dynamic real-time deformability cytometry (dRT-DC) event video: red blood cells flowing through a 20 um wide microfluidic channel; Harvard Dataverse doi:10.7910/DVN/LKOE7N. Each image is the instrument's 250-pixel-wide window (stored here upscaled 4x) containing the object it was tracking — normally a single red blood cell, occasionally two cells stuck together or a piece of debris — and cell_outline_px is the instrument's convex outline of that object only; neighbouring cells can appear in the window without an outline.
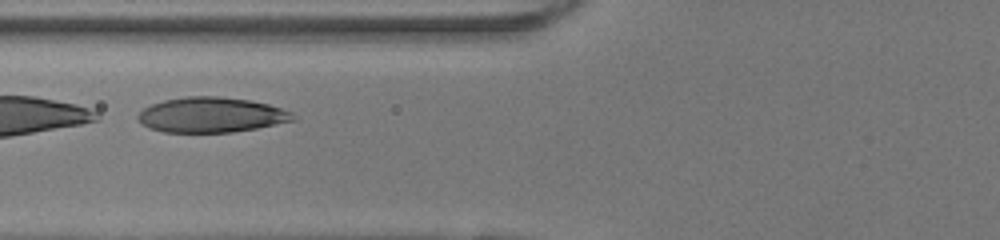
{"species": "human", "species_latin": "Homo sapiens", "temperature_condition": "room temperature", "stored_images_in_passage": 40, "segment_of_instrument_passage": [2, 2], "camera_frame_rate_fps": 3000, "um_per_image_px": 0.085, "donor": {"sex": "female"}, "frame": {"image": 1, "passage_image": 11, "time_ms": 3.333, "image_size_px": [1000, 240], "cell_outline_px": [[296, 120], [256, 128], [232, 132], [164, 132], [148, 128], [136, 116], [144, 108], [152, 104], [164, 100], [184, 96], [220, 96], [248, 100], [268, 104], [292, 112], [296, 116]], "centroid_in_image_um": [17.96, 9.76], "position_along_channel_um": 107.8, "area_um2": 31.67}}
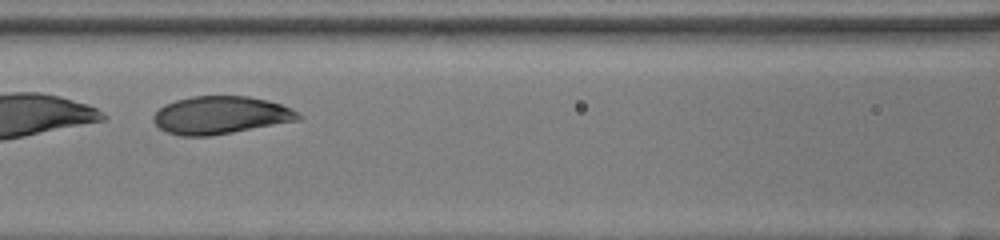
{"frame": {"image": 2, "passage_image": 14, "time_ms": 4.333, "image_size_px": [1000, 240], "cell_outline_px": [[304, 116], [300, 120], [232, 132], [208, 136], [180, 136], [168, 132], [160, 128], [152, 120], [152, 116], [164, 104], [176, 100], [192, 96], [248, 96], [268, 100], [280, 104]], "centroid_in_image_um": [18.73, 9.78], "position_along_channel_um": 147.9, "area_um2": 31.73}}
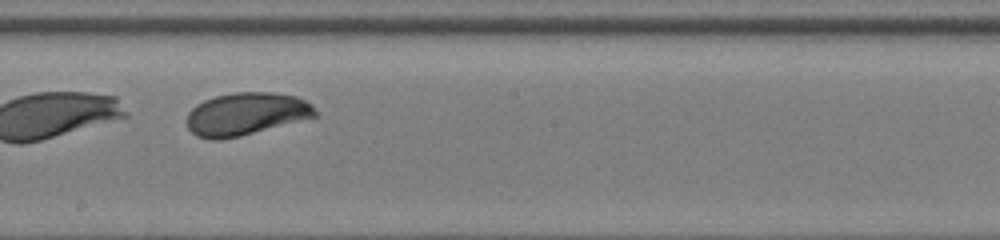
{"frame": {"image": 3, "passage_image": 20, "time_ms": 6.333, "image_size_px": [1000, 240], "cell_outline_px": [[320, 116], [240, 136], [220, 140], [212, 140], [196, 136], [188, 128], [188, 112], [196, 104], [204, 100], [216, 96], [236, 92], [272, 92], [296, 96], [304, 100]], "centroid_in_image_um": [20.9, 9.69], "position_along_channel_um": 227.3, "area_um2": 31.85}}